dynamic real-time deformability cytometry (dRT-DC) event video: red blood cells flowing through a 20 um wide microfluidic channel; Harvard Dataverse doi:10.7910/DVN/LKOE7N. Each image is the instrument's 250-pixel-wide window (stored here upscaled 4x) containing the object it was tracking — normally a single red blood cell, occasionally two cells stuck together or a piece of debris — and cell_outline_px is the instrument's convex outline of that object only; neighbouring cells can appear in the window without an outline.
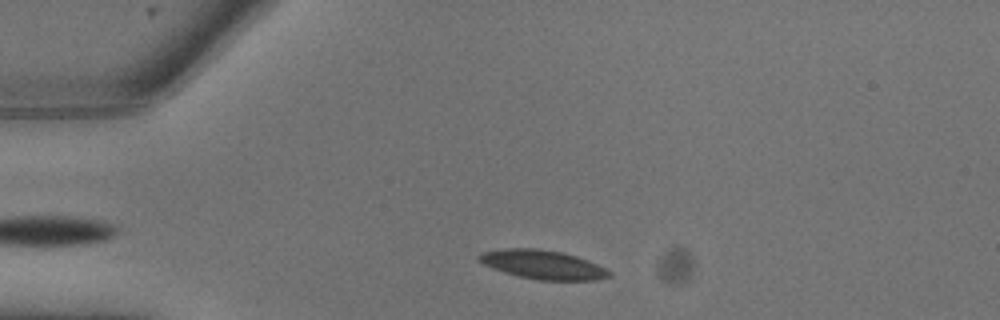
{"species": "common noctule bat (a hibernating species)", "species_latin": "Nyctalus noctula", "temperature_condition": "warm", "stored_images_in_passage": 11, "camera_frame_rate_fps": 3000, "um_per_image_px": 0.085, "animal": {"sex": "male", "body_mass_g": 13.3}, "frame": {"image": 1, "passage_image": 2, "time_ms": 0.333, "image_size_px": [1000, 320], "cell_outline_px": [[612, 276], [596, 280], [540, 280], [516, 276], [492, 268], [476, 260], [476, 256], [484, 252], [504, 248], [536, 248], [560, 252], [576, 256], [588, 260], [612, 272]], "centroid_in_image_um": [46.12, 22.49], "position_along_channel_um": 38.9, "area_um2": 21.96}}
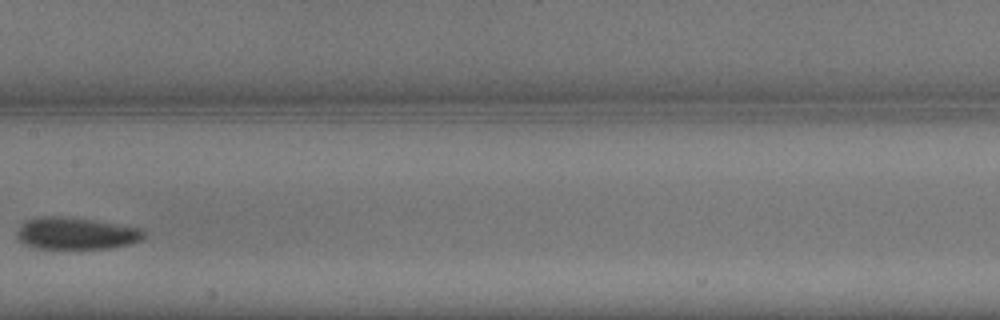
{"frame": {"image": 2, "passage_image": 9, "time_ms": 2.667, "image_size_px": [1000, 320], "cell_outline_px": [[144, 236], [140, 240], [128, 244], [108, 248], [36, 248], [24, 244], [16, 236], [20, 224], [28, 220], [40, 216], [60, 216], [92, 220], [140, 228], [144, 232]], "centroid_in_image_um": [6.42, 19.83], "position_along_channel_um": 201.0, "area_um2": 23.29}}
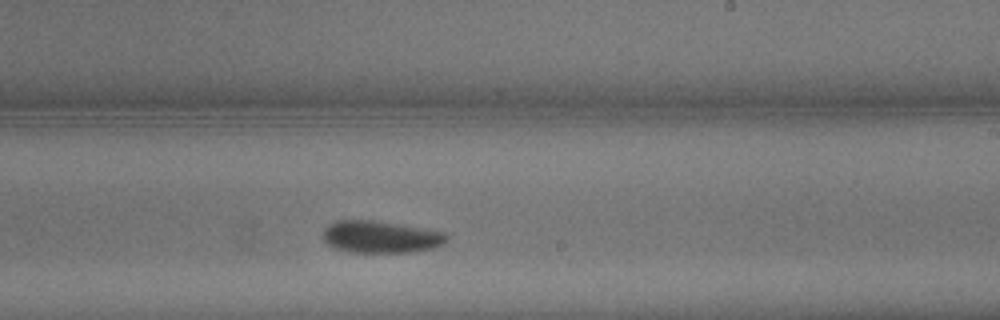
{"frame": {"image": 3, "passage_image": 11, "time_ms": 3.333, "image_size_px": [1000, 320], "cell_outline_px": [[448, 240], [444, 244], [432, 248], [408, 252], [348, 252], [332, 248], [324, 240], [324, 228], [328, 224], [336, 220], [372, 220], [444, 232], [448, 236]], "centroid_in_image_um": [32.32, 20.14], "position_along_channel_um": 256.7, "area_um2": 23.0}}